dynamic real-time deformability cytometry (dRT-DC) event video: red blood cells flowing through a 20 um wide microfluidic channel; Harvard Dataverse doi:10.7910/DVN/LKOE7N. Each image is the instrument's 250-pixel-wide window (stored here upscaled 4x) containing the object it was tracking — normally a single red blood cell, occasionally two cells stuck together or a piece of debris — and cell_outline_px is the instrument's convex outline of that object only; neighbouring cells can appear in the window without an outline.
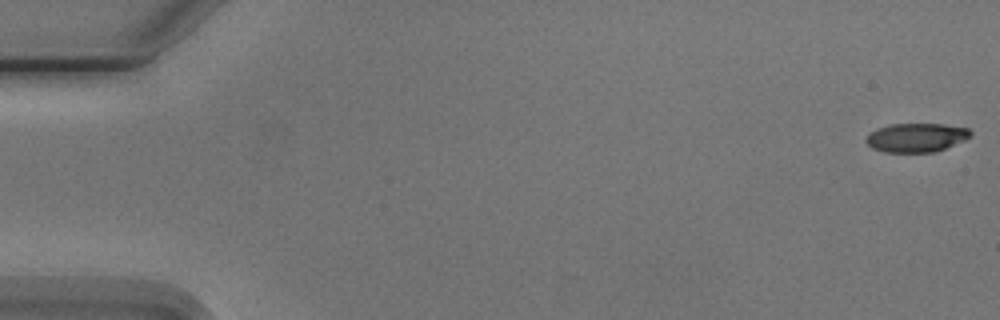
{"species": "Egyptian fruit bat (a non-hibernating species)", "species_latin": "Rousettus aegyptiacus", "temperature_condition": "cold", "stored_images_in_passage": 5, "camera_frame_rate_fps": 3000, "um_per_image_px": 0.085, "animal": {"sex": "male"}, "frame": {"image": 1, "passage_image": 1, "time_ms": 0.0, "image_size_px": [1000, 320], "cell_outline_px": [[972, 136], [964, 140], [936, 152], [884, 152], [872, 148], [864, 140], [876, 128], [888, 124], [944, 124], [968, 128], [972, 132]], "centroid_in_image_um": [77.89, 11.69], "position_along_channel_um": 7.1, "area_um2": 17.63}}
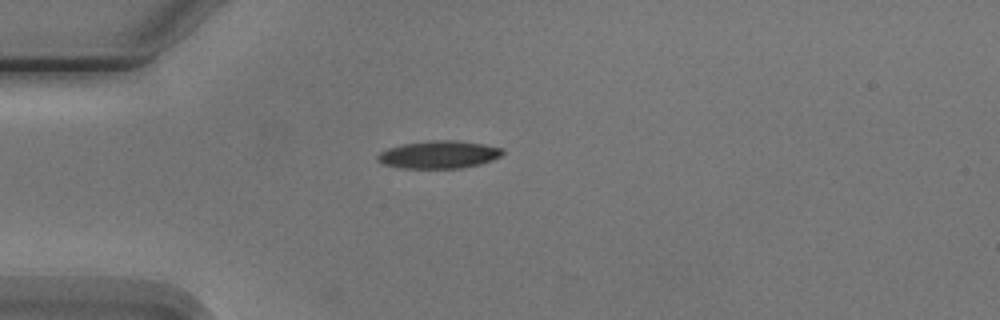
{"frame": {"image": 2, "passage_image": 5, "time_ms": 4.667, "image_size_px": [1000, 320], "cell_outline_px": [[504, 152], [500, 156], [492, 160], [480, 164], [464, 168], [400, 168], [384, 164], [376, 160], [376, 156], [380, 152], [388, 148], [404, 144], [428, 140], [456, 140], [484, 144], [504, 148]], "centroid_in_image_um": [37.31, 13.14], "position_along_channel_um": 47.7, "area_um2": 20.29}}